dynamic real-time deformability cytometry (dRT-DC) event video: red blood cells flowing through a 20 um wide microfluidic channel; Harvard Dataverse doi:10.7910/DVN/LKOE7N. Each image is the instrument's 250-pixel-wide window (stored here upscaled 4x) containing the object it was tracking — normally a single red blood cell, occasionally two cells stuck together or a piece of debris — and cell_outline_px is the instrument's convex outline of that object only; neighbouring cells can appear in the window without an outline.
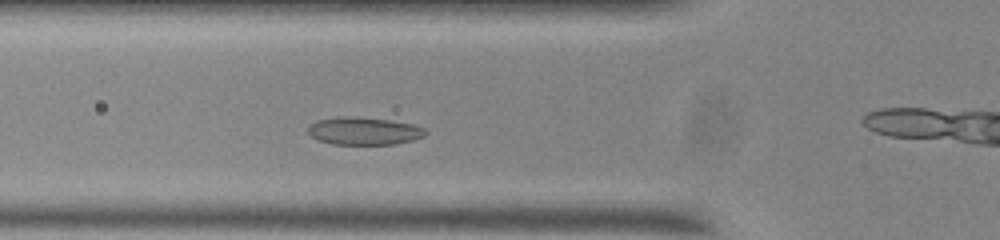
{"species": "common noctule bat (a hibernating species)", "species_latin": "Nyctalus noctula", "temperature_condition": "room temperature", "stored_images_in_passage": 43, "camera_frame_rate_fps": 3000, "um_per_image_px": 0.085, "animal": {"sex": "male", "body_mass_g": 20.0, "forearm_length_mm": 53.3}, "frame": {"image": 1, "passage_image": 6, "time_ms": 1.667, "image_size_px": [1000, 240], "cell_outline_px": [[428, 132], [424, 136], [412, 140], [396, 144], [332, 144], [316, 140], [308, 132], [308, 128], [316, 120], [344, 116], [352, 116], [388, 120], [412, 124], [424, 128]], "centroid_in_image_um": [30.93, 11.14], "position_along_channel_um": 94.9, "area_um2": 18.84}}
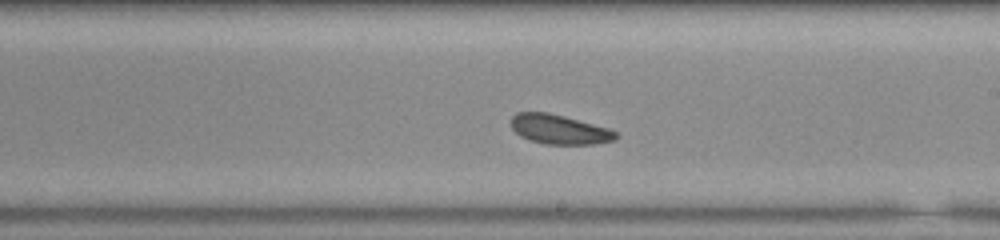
{"frame": {"image": 2, "passage_image": 18, "time_ms": 5.667, "image_size_px": [1000, 240], "cell_outline_px": [[620, 136], [616, 140], [592, 144], [544, 144], [528, 140], [520, 136], [512, 128], [512, 116], [516, 112], [548, 112], [564, 116], [608, 128], [616, 132]], "centroid_in_image_um": [47.54, 11.0], "position_along_channel_um": 241.5, "area_um2": 18.03}}
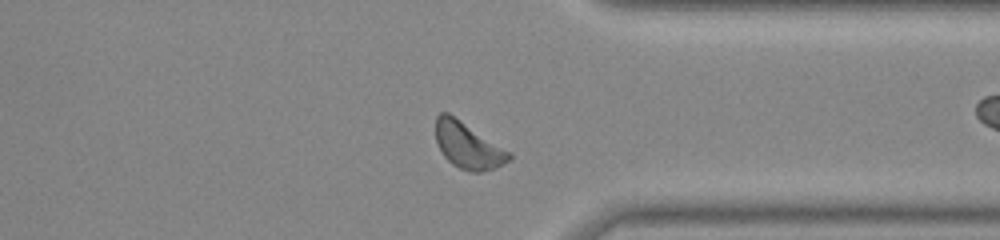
{"frame": {"image": 3, "passage_image": 29, "time_ms": 9.333, "image_size_px": [1000, 240], "cell_outline_px": [[512, 156], [508, 160], [496, 168], [480, 172], [468, 172], [452, 164], [444, 156], [436, 140], [436, 116], [440, 112], [448, 112], [512, 152]], "centroid_in_image_um": [39.79, 12.36], "position_along_channel_um": 371.6, "area_um2": 19.77}, "authors_computed_cell_mechanics": {"area_um2": 18.785, "velocity_mm_per_s": 3.6738, "shape_relaxation_time_tau1_ms": 5.1849, "shape_relaxation_time_tau2_ms": null, "deformation_change_tau1": 0.0808, "deformation_change_tau2": null}}